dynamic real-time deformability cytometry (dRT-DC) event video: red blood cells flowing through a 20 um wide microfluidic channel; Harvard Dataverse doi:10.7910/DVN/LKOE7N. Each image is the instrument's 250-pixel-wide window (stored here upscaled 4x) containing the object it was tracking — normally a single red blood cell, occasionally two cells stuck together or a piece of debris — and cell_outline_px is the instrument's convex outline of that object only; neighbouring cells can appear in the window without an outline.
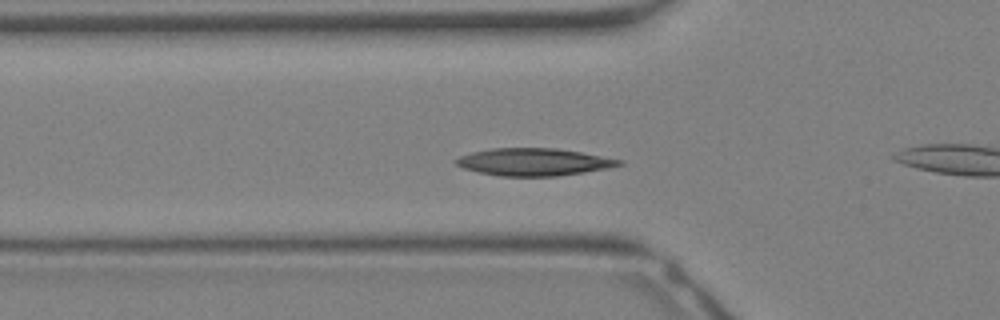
{"species": "Egyptian fruit bat (a non-hibernating species)", "species_latin": "Rousettus aegyptiacus", "temperature_condition": "warm", "stored_images_in_passage": 31, "camera_frame_rate_fps": 3000, "um_per_image_px": 0.085, "animal": {"sex": "female"}, "frame": {"image": 1, "passage_image": 9, "time_ms": 2.667, "image_size_px": [1000, 320], "cell_outline_px": [[624, 164], [608, 168], [556, 176], [500, 176], [480, 172], [464, 168], [456, 164], [452, 160], [460, 156], [472, 152], [492, 148], [556, 148], [580, 152], [624, 160]], "centroid_in_image_um": [45.37, 13.76], "position_along_channel_um": 80.4, "area_um2": 25.89}}
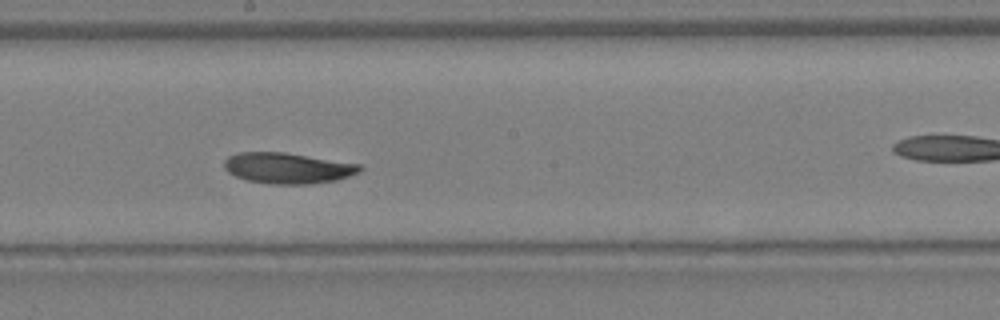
{"frame": {"image": 2, "passage_image": 16, "time_ms": 5.0, "image_size_px": [1000, 320], "cell_outline_px": [[364, 168], [360, 172], [336, 180], [312, 184], [268, 184], [248, 180], [236, 176], [228, 172], [224, 168], [224, 160], [228, 156], [240, 152], [284, 152], [360, 164]], "centroid_in_image_um": [24.45, 14.29], "position_along_channel_um": 223.7, "area_um2": 24.39}}
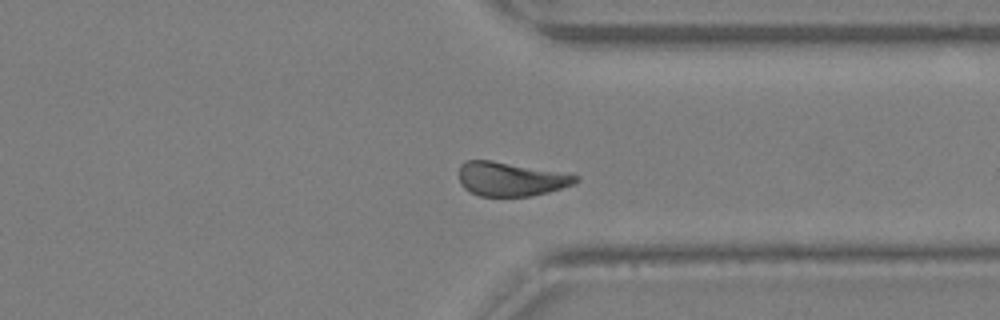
{"frame": {"image": 3, "passage_image": 23, "time_ms": 7.333, "image_size_px": [1000, 320], "cell_outline_px": [[580, 180], [572, 184], [548, 192], [532, 196], [480, 196], [468, 192], [460, 184], [460, 164], [468, 160], [492, 160], [572, 172], [580, 176]], "centroid_in_image_um": [43.48, 15.2], "position_along_channel_um": 367.9, "area_um2": 23.76}}